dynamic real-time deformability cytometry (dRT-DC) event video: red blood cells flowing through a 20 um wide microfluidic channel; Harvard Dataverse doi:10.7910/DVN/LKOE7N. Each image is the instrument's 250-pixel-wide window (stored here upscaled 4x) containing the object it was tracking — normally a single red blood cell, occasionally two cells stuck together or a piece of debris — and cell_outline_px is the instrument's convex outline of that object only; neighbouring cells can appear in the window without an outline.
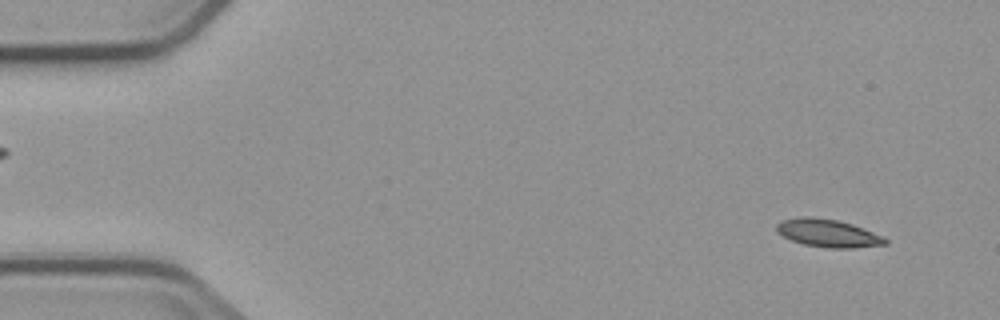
{"species": "common noctule bat (a hibernating species)", "species_latin": "Nyctalus noctula", "temperature_condition": "cold", "stored_images_in_passage": 5, "camera_frame_rate_fps": 3000, "um_per_image_px": 0.085, "animal": {"sex": "male", "body_mass_g": 23.1, "forearm_length_mm": 52.7}, "frame": {"image": 1, "passage_image": 1, "time_ms": 0.0, "image_size_px": [1000, 320], "cell_outline_px": [[888, 244], [856, 248], [828, 248], [804, 244], [792, 240], [776, 232], [776, 224], [780, 220], [800, 216], [812, 216], [836, 220], [852, 224], [884, 236], [888, 240]], "centroid_in_image_um": [70.38, 19.81], "position_along_channel_um": 14.6, "area_um2": 17.8}}
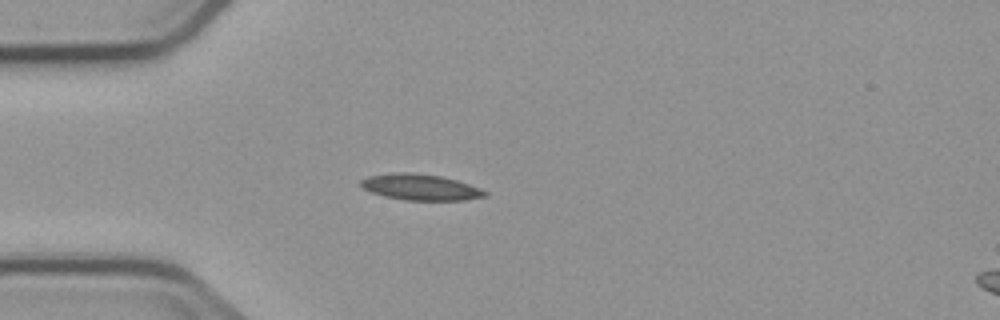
{"frame": {"image": 2, "passage_image": 4, "time_ms": 3.667, "image_size_px": [1000, 320], "cell_outline_px": [[488, 196], [464, 200], [404, 200], [384, 196], [372, 192], [364, 188], [360, 184], [360, 180], [368, 176], [388, 172], [412, 172], [440, 176], [456, 180], [480, 188], [488, 192]], "centroid_in_image_um": [35.73, 15.9], "position_along_channel_um": 49.3, "area_um2": 18.9}}